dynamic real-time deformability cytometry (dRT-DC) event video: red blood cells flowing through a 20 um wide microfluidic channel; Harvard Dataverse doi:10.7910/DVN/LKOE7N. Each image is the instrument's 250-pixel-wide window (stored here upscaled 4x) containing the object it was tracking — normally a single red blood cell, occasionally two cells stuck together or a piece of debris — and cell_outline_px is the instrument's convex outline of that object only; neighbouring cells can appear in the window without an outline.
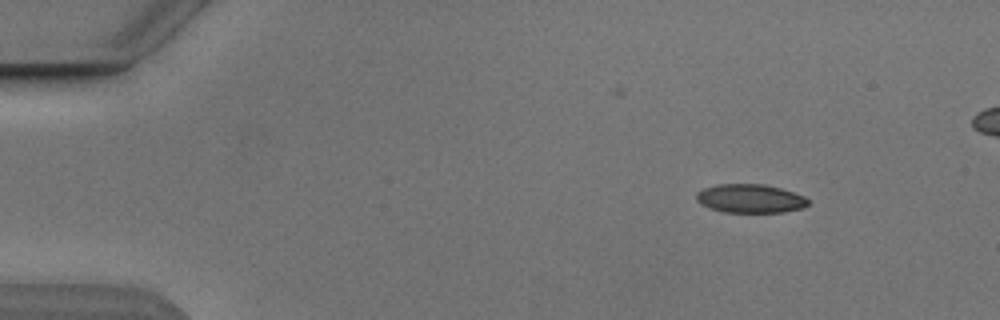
{"species": "Egyptian fruit bat (a non-hibernating species)", "species_latin": "Rousettus aegyptiacus", "temperature_condition": "cold", "stored_images_in_passage": 7, "camera_frame_rate_fps": 3000, "um_per_image_px": 0.085, "animal": {"sex": "male"}, "frame": {"image": 1, "passage_image": 1, "time_ms": 0.0, "image_size_px": [1000, 320], "cell_outline_px": [[808, 204], [804, 208], [784, 212], [724, 212], [700, 204], [696, 200], [696, 192], [704, 188], [716, 184], [764, 184], [780, 188], [804, 196], [808, 200]], "centroid_in_image_um": [63.76, 16.87], "position_along_channel_um": 21.2, "area_um2": 18.67}}
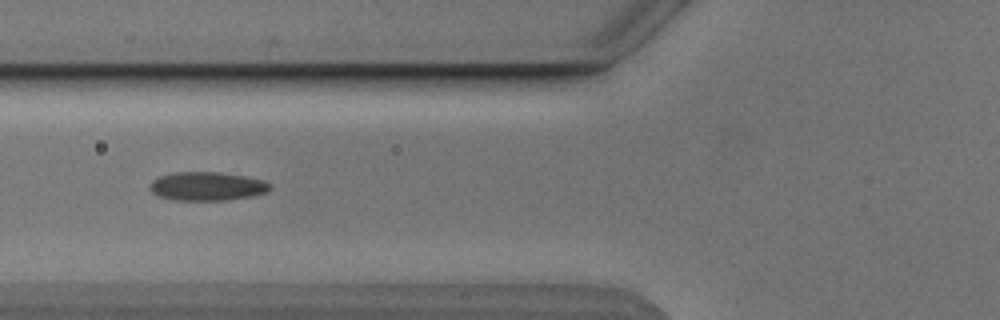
{"frame": {"image": 2, "passage_image": 5, "time_ms": 4.667, "image_size_px": [1000, 320], "cell_outline_px": [[272, 188], [268, 192], [252, 196], [224, 200], [172, 200], [156, 196], [152, 192], [152, 180], [160, 176], [176, 172], [220, 172], [244, 176], [264, 180], [272, 184]], "centroid_in_image_um": [17.64, 15.83], "position_along_channel_um": 108.2, "area_um2": 20.11}}
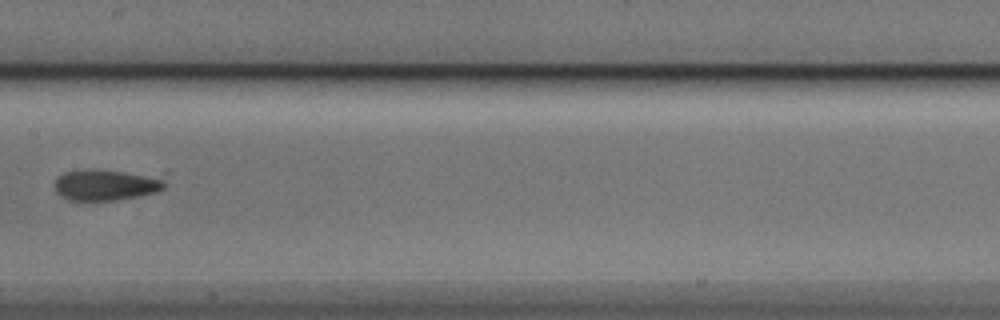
{"frame": {"image": 3, "passage_image": 7, "time_ms": 7.0, "image_size_px": [1000, 320], "cell_outline_px": [[164, 188], [156, 192], [120, 200], [68, 200], [60, 196], [56, 192], [52, 184], [56, 176], [64, 172], [84, 168], [92, 168], [120, 172], [160, 180], [164, 184]], "centroid_in_image_um": [8.77, 15.73], "position_along_channel_um": 198.6, "area_um2": 19.54}}